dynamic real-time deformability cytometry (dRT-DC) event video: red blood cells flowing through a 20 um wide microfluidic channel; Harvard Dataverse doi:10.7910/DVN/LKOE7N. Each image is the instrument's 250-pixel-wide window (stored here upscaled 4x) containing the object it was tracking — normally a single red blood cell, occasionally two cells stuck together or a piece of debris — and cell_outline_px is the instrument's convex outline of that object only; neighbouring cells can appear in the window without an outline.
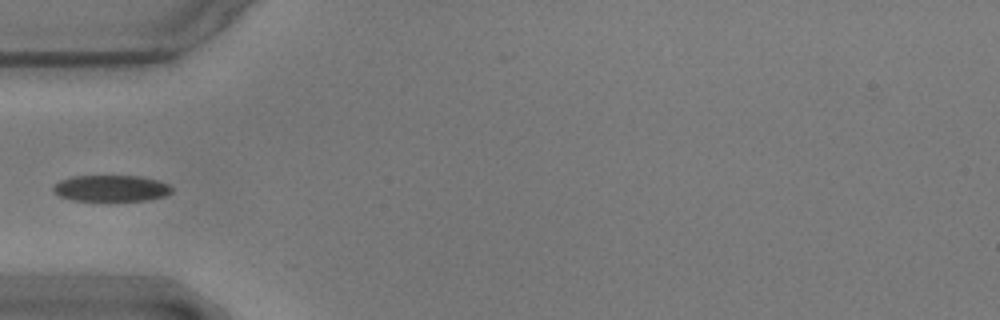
{"species": "common noctule bat (a hibernating species)", "species_latin": "Nyctalus noctula", "temperature_condition": "warm", "stored_images_in_passage": 35, "camera_frame_rate_fps": 3000, "um_per_image_px": 0.085, "animal": {"sex": "male", "body_mass_g": 17.9}, "frame": {"image": 1, "passage_image": 1, "time_ms": 0.0, "image_size_px": [1000, 320], "cell_outline_px": [[172, 192], [168, 196], [148, 200], [108, 204], [72, 200], [60, 196], [52, 188], [60, 180], [72, 176], [140, 176], [156, 180], [168, 184], [172, 188]], "centroid_in_image_um": [9.47, 16.06], "position_along_channel_um": 75.5, "area_um2": 19.13}}